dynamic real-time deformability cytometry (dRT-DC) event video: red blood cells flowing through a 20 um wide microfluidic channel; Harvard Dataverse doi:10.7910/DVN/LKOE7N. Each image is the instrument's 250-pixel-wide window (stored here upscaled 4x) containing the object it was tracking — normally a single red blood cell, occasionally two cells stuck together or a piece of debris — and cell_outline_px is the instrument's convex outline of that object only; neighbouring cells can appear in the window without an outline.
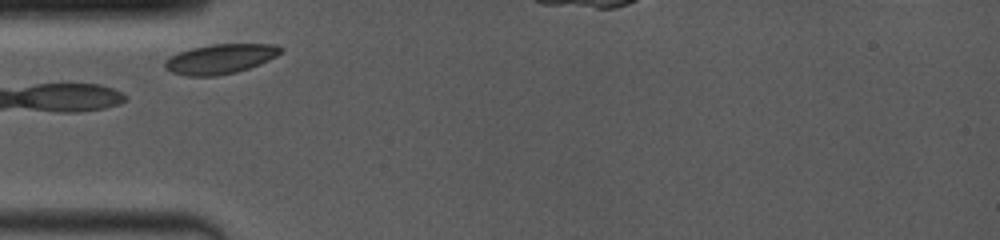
{"species": "common noctule bat (a hibernating species)", "species_latin": "Nyctalus noctula", "temperature_condition": "room temperature", "stored_images_in_passage": 38, "camera_frame_rate_fps": 4000, "um_per_image_px": 0.085, "animal": {"sex": "female", "body_mass_g": 19.0, "forearm_length_mm": 53.3}, "frame": {"image": 1, "passage_image": 1, "time_ms": 0.0, "image_size_px": [1000, 240], "cell_outline_px": [[284, 48], [276, 56], [268, 60], [248, 68], [236, 72], [216, 76], [188, 76], [172, 72], [164, 68], [164, 60], [180, 52], [192, 48], [212, 44], [276, 44]], "centroid_in_image_um": [18.72, 5.01], "position_along_channel_um": 66.3, "area_um2": 19.88}}
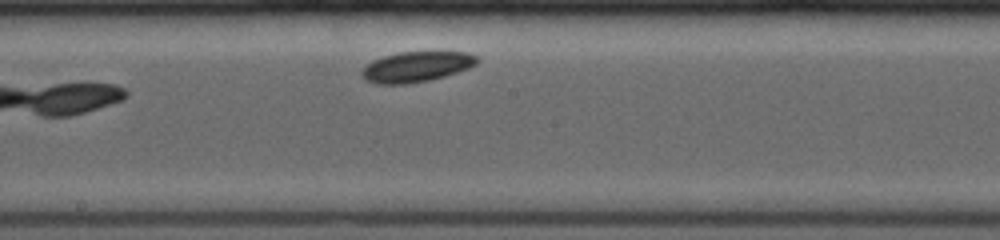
{"frame": {"image": 2, "passage_image": 14, "time_ms": 4.0, "image_size_px": [1000, 240], "cell_outline_px": [[480, 60], [476, 64], [468, 68], [444, 76], [428, 80], [408, 84], [376, 84], [368, 80], [360, 72], [368, 64], [384, 56], [400, 52], [468, 52], [476, 56]], "centroid_in_image_um": [35.43, 5.67], "position_along_channel_um": 212.8, "area_um2": 20.06}}
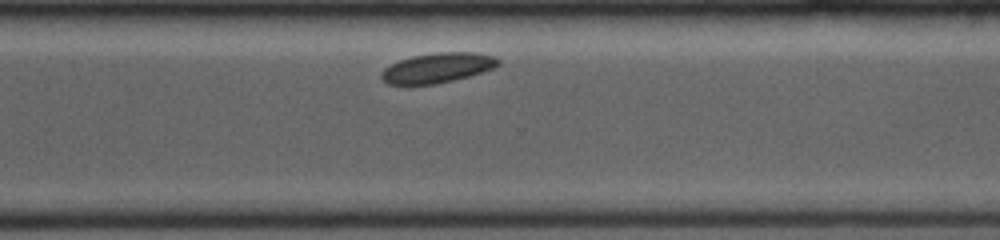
{"frame": {"image": 3, "passage_image": 32, "time_ms": 7.25, "image_size_px": [1000, 240], "cell_outline_px": [[500, 64], [496, 68], [468, 76], [436, 84], [388, 84], [380, 76], [380, 72], [384, 68], [400, 60], [412, 56], [436, 52], [476, 52], [496, 56], [500, 60]], "centroid_in_image_um": [37.23, 5.75], "position_along_channel_um": 333.4, "area_um2": 20.4}}